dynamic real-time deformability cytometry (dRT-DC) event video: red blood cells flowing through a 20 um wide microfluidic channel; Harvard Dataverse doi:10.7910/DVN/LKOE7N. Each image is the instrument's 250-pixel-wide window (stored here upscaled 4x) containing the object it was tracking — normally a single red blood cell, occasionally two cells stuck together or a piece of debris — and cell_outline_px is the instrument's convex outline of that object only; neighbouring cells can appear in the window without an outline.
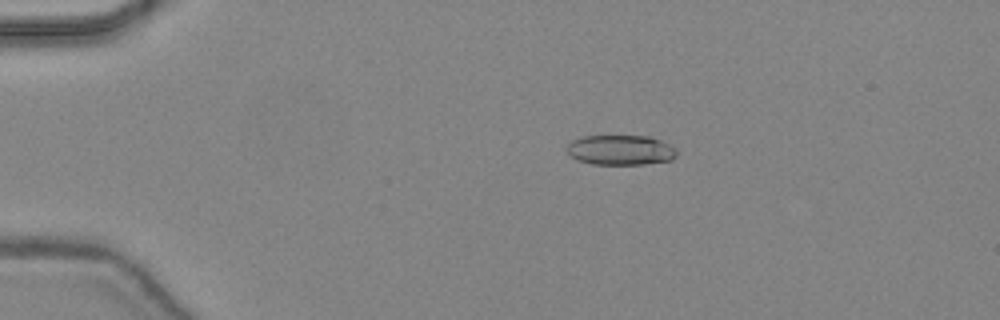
{"species": "common noctule bat (a hibernating species)", "species_latin": "Nyctalus noctula", "temperature_condition": "warm", "stored_images_in_passage": 48, "camera_frame_rate_fps": 3000, "um_per_image_px": 0.085, "animal": {"sex": "female", "body_mass_g": 24.6, "forearm_length_mm": 56.2}, "frame": {"image": 1, "passage_image": 11, "time_ms": 3.333, "image_size_px": [1000, 320], "cell_outline_px": [[676, 156], [672, 160], [644, 164], [592, 164], [576, 160], [568, 156], [564, 148], [572, 140], [580, 136], [648, 136], [660, 140], [676, 148]], "centroid_in_image_um": [52.68, 12.75], "position_along_channel_um": 32.3, "area_um2": 19.48}}
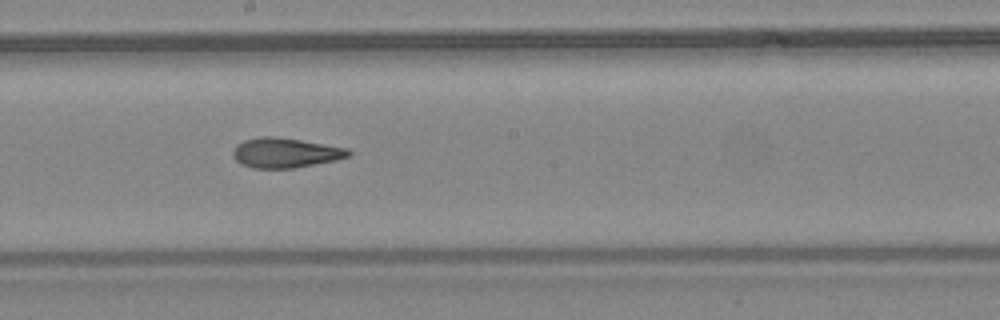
{"frame": {"image": 2, "passage_image": 28, "time_ms": 9.0, "image_size_px": [1000, 320], "cell_outline_px": [[352, 152], [348, 156], [336, 160], [296, 168], [252, 168], [240, 164], [232, 156], [232, 152], [236, 144], [244, 140], [260, 136], [276, 136], [348, 148]], "centroid_in_image_um": [24.22, 12.99], "position_along_channel_um": 224.0, "area_um2": 20.23}}
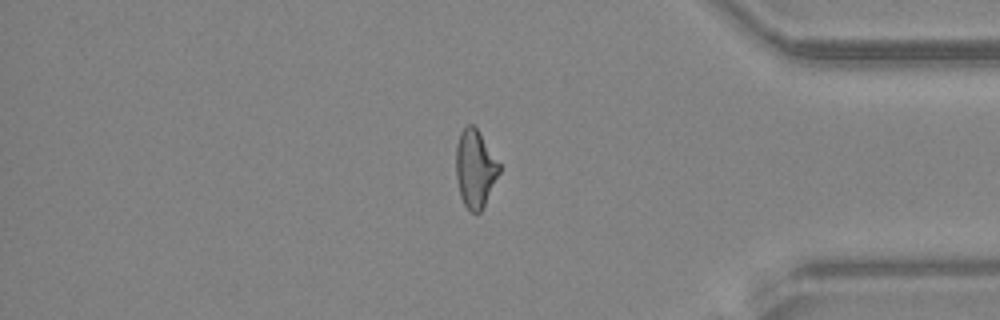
{"frame": {"image": 3, "passage_image": 41, "time_ms": 13.333, "image_size_px": [1000, 320], "cell_outline_px": [[500, 172], [480, 212], [472, 212], [464, 204], [460, 196], [456, 176], [456, 144], [460, 132], [468, 124], [472, 124], [476, 128], [500, 164]], "centroid_in_image_um": [40.37, 14.32], "position_along_channel_um": 394.8, "area_um2": 19.25}, "authors_computed_cell_mechanics": {"area_um2": 20.2011, "velocity_mm_per_s": 4.4653, "shape_relaxation_time_tau1_ms": null, "shape_relaxation_time_tau2_ms": 1.8279, "deformation_change_tau1": null, "deformation_change_tau2": 0.0989}}